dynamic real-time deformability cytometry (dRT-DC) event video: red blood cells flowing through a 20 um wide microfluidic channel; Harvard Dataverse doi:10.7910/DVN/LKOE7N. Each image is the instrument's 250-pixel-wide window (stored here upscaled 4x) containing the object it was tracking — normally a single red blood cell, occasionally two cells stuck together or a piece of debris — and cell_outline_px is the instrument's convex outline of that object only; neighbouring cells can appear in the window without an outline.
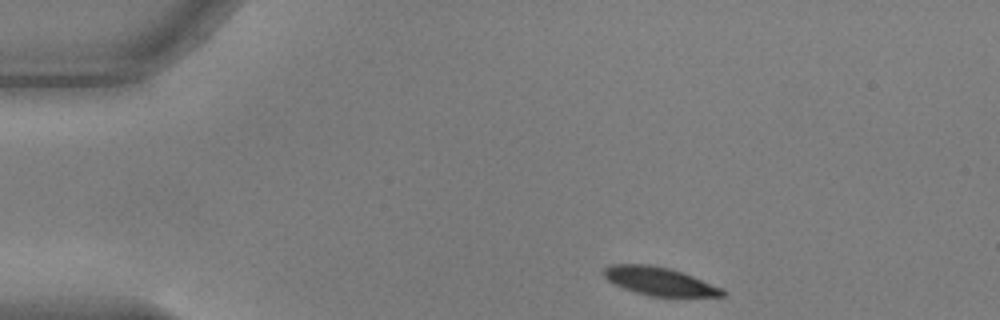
{"species": "common noctule bat (a hibernating species)", "species_latin": "Nyctalus noctula", "temperature_condition": "warm", "stored_images_in_passage": 46, "camera_frame_rate_fps": 3000, "um_per_image_px": 0.085, "animal": {"sex": "male", "body_mass_g": 17.9, "forearm_length_mm": 54.2}, "frame": {"image": 1, "passage_image": 1, "time_ms": 0.0, "image_size_px": [1000, 320], "cell_outline_px": [[728, 292], [724, 296], [648, 296], [612, 284], [600, 272], [608, 264], [648, 264], [668, 268], [692, 276], [720, 288]], "centroid_in_image_um": [55.96, 23.9], "position_along_channel_um": 29.0, "area_um2": 19.36}}
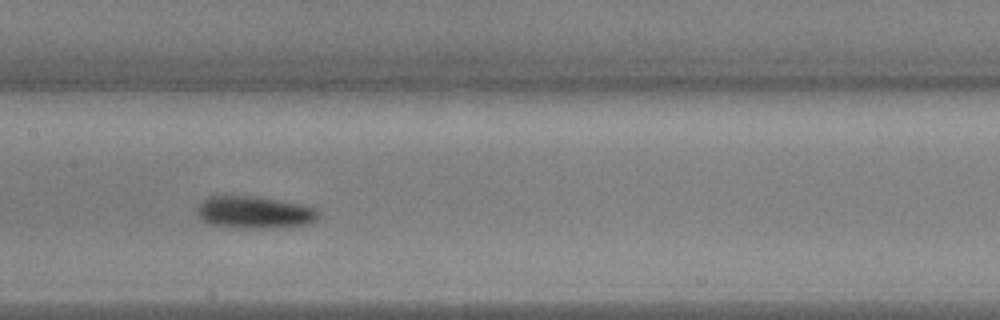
{"frame": {"image": 2, "passage_image": 19, "time_ms": 6.0, "image_size_px": [1000, 320], "cell_outline_px": [[320, 216], [316, 220], [308, 224], [276, 228], [232, 228], [212, 224], [204, 220], [200, 216], [196, 208], [208, 196], [256, 196], [304, 204], [316, 208], [320, 212]], "centroid_in_image_um": [21.7, 18.05], "position_along_channel_um": 185.7, "area_um2": 23.0}}
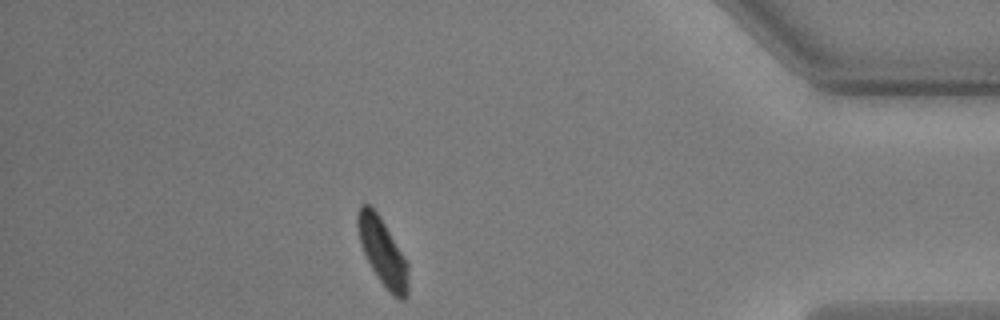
{"frame": {"image": 3, "passage_image": 40, "time_ms": 13.0, "image_size_px": [1000, 320], "cell_outline_px": [[408, 296], [404, 300], [400, 300], [392, 296], [380, 280], [372, 268], [360, 244], [356, 224], [356, 216], [360, 204], [368, 204], [380, 216], [408, 264]], "centroid_in_image_um": [32.51, 21.43], "position_along_channel_um": 402.7, "area_um2": 19.65}, "authors_computed_cell_mechanics": {"area_um2": 21.4149, "velocity_mm_per_s": 3.6702, "shape_relaxation_time_tau1_ms": 3.0407, "shape_relaxation_time_tau2_ms": null, "deformation_change_tau1": 0.1609, "deformation_change_tau2": null}}